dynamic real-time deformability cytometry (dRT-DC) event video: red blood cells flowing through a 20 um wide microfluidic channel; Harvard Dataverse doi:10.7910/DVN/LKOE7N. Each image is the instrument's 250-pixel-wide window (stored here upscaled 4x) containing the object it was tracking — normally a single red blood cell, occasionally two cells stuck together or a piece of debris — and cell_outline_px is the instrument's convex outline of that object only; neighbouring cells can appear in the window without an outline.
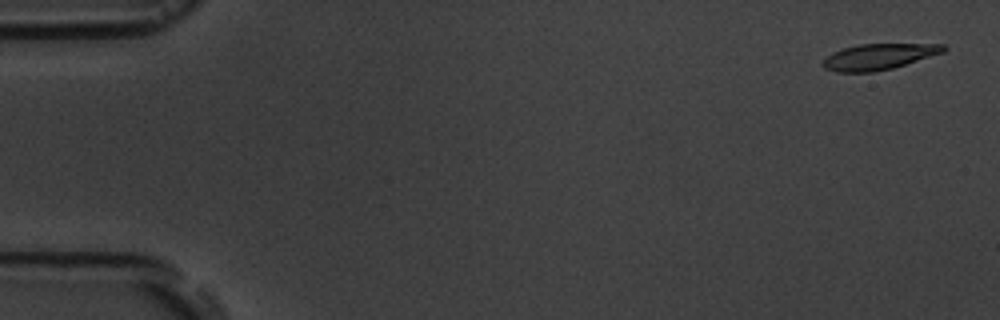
{"species": "common noctule bat (a hibernating species)", "species_latin": "Nyctalus noctula", "temperature_condition": "room temperature", "stored_images_in_passage": 5, "camera_frame_rate_fps": 3000, "um_per_image_px": 0.085, "animal": {"sex": "male", "body_mass_g": 19.5, "forearm_length_mm": 54.6}, "frame": {"image": 1, "passage_image": 1, "time_ms": 0.0, "image_size_px": [1000, 320], "cell_outline_px": [[948, 48], [944, 52], [892, 68], [872, 72], [836, 72], [824, 68], [820, 64], [832, 52], [844, 48], [860, 44], [944, 44]], "centroid_in_image_um": [74.68, 4.82], "position_along_channel_um": 10.3, "area_um2": 18.09}}
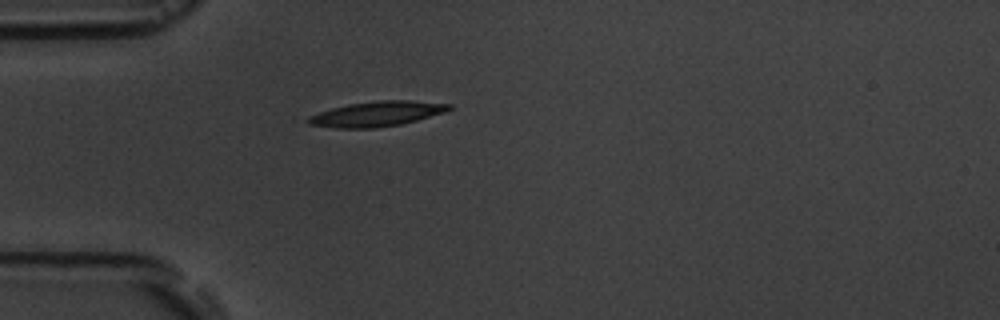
{"frame": {"image": 2, "passage_image": 5, "time_ms": 4.667, "image_size_px": [1000, 320], "cell_outline_px": [[452, 108], [444, 112], [416, 120], [400, 124], [376, 128], [336, 128], [308, 124], [300, 120], [308, 116], [332, 108], [348, 104], [376, 100], [412, 100], [452, 104]], "centroid_in_image_um": [31.97, 9.68], "position_along_channel_um": 53.0, "area_um2": 20.69}}